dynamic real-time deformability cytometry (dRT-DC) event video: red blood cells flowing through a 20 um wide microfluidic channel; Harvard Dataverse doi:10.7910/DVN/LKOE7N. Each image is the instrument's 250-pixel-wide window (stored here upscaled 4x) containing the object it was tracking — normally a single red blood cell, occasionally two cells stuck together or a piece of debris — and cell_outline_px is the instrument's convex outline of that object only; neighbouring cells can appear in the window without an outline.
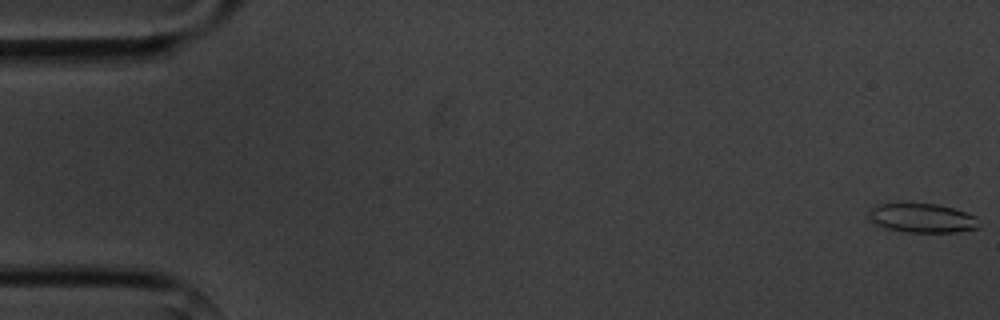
{"species": "common noctule bat (a hibernating species)", "species_latin": "Nyctalus noctula", "temperature_condition": "cold", "stored_images_in_passage": 5, "camera_frame_rate_fps": 3000, "um_per_image_px": 0.085, "animal": {"sex": "male", "body_mass_g": 20.1, "forearm_length_mm": 53.5}, "frame": {"image": 1, "passage_image": 1, "time_ms": 0.0, "image_size_px": [1000, 320], "cell_outline_px": [[980, 224], [976, 228], [956, 232], [908, 232], [884, 228], [876, 224], [872, 220], [868, 212], [876, 204], [940, 204], [976, 216]], "centroid_in_image_um": [78.39, 18.54], "position_along_channel_um": 6.6, "area_um2": 18.5}}
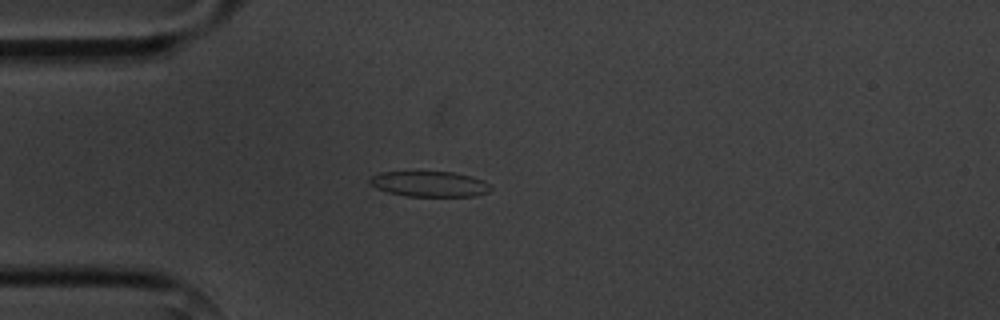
{"frame": {"image": 2, "passage_image": 5, "time_ms": 4.667, "image_size_px": [1000, 320], "cell_outline_px": [[492, 188], [488, 192], [476, 196], [408, 196], [388, 192], [376, 188], [368, 184], [368, 180], [372, 176], [380, 172], [452, 172], [472, 176], [484, 180], [492, 184]], "centroid_in_image_um": [36.54, 15.64], "position_along_channel_um": 48.5, "area_um2": 18.09}}